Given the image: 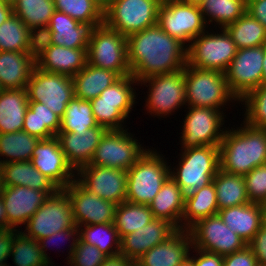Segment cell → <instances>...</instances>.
<instances>
[{
	"label": "cell",
	"mask_w": 266,
	"mask_h": 266,
	"mask_svg": "<svg viewBox=\"0 0 266 266\" xmlns=\"http://www.w3.org/2000/svg\"><path fill=\"white\" fill-rule=\"evenodd\" d=\"M127 53L131 75L138 82L154 75L175 73L187 64V47L158 24L129 35Z\"/></svg>",
	"instance_id": "cell-1"
},
{
	"label": "cell",
	"mask_w": 266,
	"mask_h": 266,
	"mask_svg": "<svg viewBox=\"0 0 266 266\" xmlns=\"http://www.w3.org/2000/svg\"><path fill=\"white\" fill-rule=\"evenodd\" d=\"M226 129L219 145L220 169L245 175L266 164V129L252 127L244 121L241 127Z\"/></svg>",
	"instance_id": "cell-2"
},
{
	"label": "cell",
	"mask_w": 266,
	"mask_h": 266,
	"mask_svg": "<svg viewBox=\"0 0 266 266\" xmlns=\"http://www.w3.org/2000/svg\"><path fill=\"white\" fill-rule=\"evenodd\" d=\"M159 153L148 148L127 170L126 201L148 205L154 200L172 170Z\"/></svg>",
	"instance_id": "cell-3"
},
{
	"label": "cell",
	"mask_w": 266,
	"mask_h": 266,
	"mask_svg": "<svg viewBox=\"0 0 266 266\" xmlns=\"http://www.w3.org/2000/svg\"><path fill=\"white\" fill-rule=\"evenodd\" d=\"M185 100L189 107H206L222 112L229 101L239 102L229 90L225 73L188 64L185 65Z\"/></svg>",
	"instance_id": "cell-4"
},
{
	"label": "cell",
	"mask_w": 266,
	"mask_h": 266,
	"mask_svg": "<svg viewBox=\"0 0 266 266\" xmlns=\"http://www.w3.org/2000/svg\"><path fill=\"white\" fill-rule=\"evenodd\" d=\"M178 166L170 170V177L185 195L212 182L220 169L219 146L181 149ZM176 169V170H175ZM175 170V171H174Z\"/></svg>",
	"instance_id": "cell-5"
},
{
	"label": "cell",
	"mask_w": 266,
	"mask_h": 266,
	"mask_svg": "<svg viewBox=\"0 0 266 266\" xmlns=\"http://www.w3.org/2000/svg\"><path fill=\"white\" fill-rule=\"evenodd\" d=\"M87 63L112 70L120 77L131 75L127 37L105 24L93 27L87 47Z\"/></svg>",
	"instance_id": "cell-6"
},
{
	"label": "cell",
	"mask_w": 266,
	"mask_h": 266,
	"mask_svg": "<svg viewBox=\"0 0 266 266\" xmlns=\"http://www.w3.org/2000/svg\"><path fill=\"white\" fill-rule=\"evenodd\" d=\"M221 32H208L194 38L187 47V64L200 69L217 70L223 73L236 55L237 48L224 28ZM215 33V34H214Z\"/></svg>",
	"instance_id": "cell-7"
},
{
	"label": "cell",
	"mask_w": 266,
	"mask_h": 266,
	"mask_svg": "<svg viewBox=\"0 0 266 266\" xmlns=\"http://www.w3.org/2000/svg\"><path fill=\"white\" fill-rule=\"evenodd\" d=\"M163 0H114L104 12V24L128 37L157 24Z\"/></svg>",
	"instance_id": "cell-8"
},
{
	"label": "cell",
	"mask_w": 266,
	"mask_h": 266,
	"mask_svg": "<svg viewBox=\"0 0 266 266\" xmlns=\"http://www.w3.org/2000/svg\"><path fill=\"white\" fill-rule=\"evenodd\" d=\"M157 24L164 32L178 39L186 47L208 28L201 8L185 4L180 0L162 1Z\"/></svg>",
	"instance_id": "cell-9"
},
{
	"label": "cell",
	"mask_w": 266,
	"mask_h": 266,
	"mask_svg": "<svg viewBox=\"0 0 266 266\" xmlns=\"http://www.w3.org/2000/svg\"><path fill=\"white\" fill-rule=\"evenodd\" d=\"M28 101L46 105L60 119L63 118L68 103L74 97L71 76L43 71L35 66L26 87Z\"/></svg>",
	"instance_id": "cell-10"
},
{
	"label": "cell",
	"mask_w": 266,
	"mask_h": 266,
	"mask_svg": "<svg viewBox=\"0 0 266 266\" xmlns=\"http://www.w3.org/2000/svg\"><path fill=\"white\" fill-rule=\"evenodd\" d=\"M188 109L181 126V148L219 146L226 130L224 112L206 107L188 106Z\"/></svg>",
	"instance_id": "cell-11"
},
{
	"label": "cell",
	"mask_w": 266,
	"mask_h": 266,
	"mask_svg": "<svg viewBox=\"0 0 266 266\" xmlns=\"http://www.w3.org/2000/svg\"><path fill=\"white\" fill-rule=\"evenodd\" d=\"M75 226L71 201L63 189L49 196L25 224L24 234L39 241Z\"/></svg>",
	"instance_id": "cell-12"
},
{
	"label": "cell",
	"mask_w": 266,
	"mask_h": 266,
	"mask_svg": "<svg viewBox=\"0 0 266 266\" xmlns=\"http://www.w3.org/2000/svg\"><path fill=\"white\" fill-rule=\"evenodd\" d=\"M139 84L149 86L144 107L150 115L164 118L186 105L185 67L175 73L151 76L141 80Z\"/></svg>",
	"instance_id": "cell-13"
},
{
	"label": "cell",
	"mask_w": 266,
	"mask_h": 266,
	"mask_svg": "<svg viewBox=\"0 0 266 266\" xmlns=\"http://www.w3.org/2000/svg\"><path fill=\"white\" fill-rule=\"evenodd\" d=\"M127 130L128 128L108 130L96 147L91 162L87 165L111 167L124 171L130 169L147 149L146 147L144 149L142 144Z\"/></svg>",
	"instance_id": "cell-14"
},
{
	"label": "cell",
	"mask_w": 266,
	"mask_h": 266,
	"mask_svg": "<svg viewBox=\"0 0 266 266\" xmlns=\"http://www.w3.org/2000/svg\"><path fill=\"white\" fill-rule=\"evenodd\" d=\"M264 45L237 49L225 72L230 92L240 101L262 85Z\"/></svg>",
	"instance_id": "cell-15"
},
{
	"label": "cell",
	"mask_w": 266,
	"mask_h": 266,
	"mask_svg": "<svg viewBox=\"0 0 266 266\" xmlns=\"http://www.w3.org/2000/svg\"><path fill=\"white\" fill-rule=\"evenodd\" d=\"M188 231L192 247L226 256L244 249L246 242L218 214L198 220Z\"/></svg>",
	"instance_id": "cell-16"
},
{
	"label": "cell",
	"mask_w": 266,
	"mask_h": 266,
	"mask_svg": "<svg viewBox=\"0 0 266 266\" xmlns=\"http://www.w3.org/2000/svg\"><path fill=\"white\" fill-rule=\"evenodd\" d=\"M63 190L71 201L76 226L114 222L117 205L90 192L76 178Z\"/></svg>",
	"instance_id": "cell-17"
},
{
	"label": "cell",
	"mask_w": 266,
	"mask_h": 266,
	"mask_svg": "<svg viewBox=\"0 0 266 266\" xmlns=\"http://www.w3.org/2000/svg\"><path fill=\"white\" fill-rule=\"evenodd\" d=\"M76 179L98 197L119 205L126 201L127 171L85 165L76 171Z\"/></svg>",
	"instance_id": "cell-18"
},
{
	"label": "cell",
	"mask_w": 266,
	"mask_h": 266,
	"mask_svg": "<svg viewBox=\"0 0 266 266\" xmlns=\"http://www.w3.org/2000/svg\"><path fill=\"white\" fill-rule=\"evenodd\" d=\"M31 162L59 189L66 188L76 178V171L67 162L56 136L38 141Z\"/></svg>",
	"instance_id": "cell-19"
},
{
	"label": "cell",
	"mask_w": 266,
	"mask_h": 266,
	"mask_svg": "<svg viewBox=\"0 0 266 266\" xmlns=\"http://www.w3.org/2000/svg\"><path fill=\"white\" fill-rule=\"evenodd\" d=\"M0 195L4 202L9 229L25 225L49 197L45 191L25 186H3Z\"/></svg>",
	"instance_id": "cell-20"
},
{
	"label": "cell",
	"mask_w": 266,
	"mask_h": 266,
	"mask_svg": "<svg viewBox=\"0 0 266 266\" xmlns=\"http://www.w3.org/2000/svg\"><path fill=\"white\" fill-rule=\"evenodd\" d=\"M177 228L165 219L154 218L150 223L123 236L120 253L132 261H137L150 249L165 241Z\"/></svg>",
	"instance_id": "cell-21"
},
{
	"label": "cell",
	"mask_w": 266,
	"mask_h": 266,
	"mask_svg": "<svg viewBox=\"0 0 266 266\" xmlns=\"http://www.w3.org/2000/svg\"><path fill=\"white\" fill-rule=\"evenodd\" d=\"M107 131L97 125L83 132H58L56 137L67 162L77 171L91 162L96 147Z\"/></svg>",
	"instance_id": "cell-22"
},
{
	"label": "cell",
	"mask_w": 266,
	"mask_h": 266,
	"mask_svg": "<svg viewBox=\"0 0 266 266\" xmlns=\"http://www.w3.org/2000/svg\"><path fill=\"white\" fill-rule=\"evenodd\" d=\"M191 247L190 232L177 229L165 241L150 249L135 262L140 266H178L188 258Z\"/></svg>",
	"instance_id": "cell-23"
},
{
	"label": "cell",
	"mask_w": 266,
	"mask_h": 266,
	"mask_svg": "<svg viewBox=\"0 0 266 266\" xmlns=\"http://www.w3.org/2000/svg\"><path fill=\"white\" fill-rule=\"evenodd\" d=\"M218 215L229 229L239 235L248 245L266 222V206L249 202L223 208L218 211Z\"/></svg>",
	"instance_id": "cell-24"
},
{
	"label": "cell",
	"mask_w": 266,
	"mask_h": 266,
	"mask_svg": "<svg viewBox=\"0 0 266 266\" xmlns=\"http://www.w3.org/2000/svg\"><path fill=\"white\" fill-rule=\"evenodd\" d=\"M87 64V48H66L52 44L36 61V67L50 73L75 76Z\"/></svg>",
	"instance_id": "cell-25"
},
{
	"label": "cell",
	"mask_w": 266,
	"mask_h": 266,
	"mask_svg": "<svg viewBox=\"0 0 266 266\" xmlns=\"http://www.w3.org/2000/svg\"><path fill=\"white\" fill-rule=\"evenodd\" d=\"M3 186H25L54 195L59 188L44 176L31 161L9 162L1 165Z\"/></svg>",
	"instance_id": "cell-26"
},
{
	"label": "cell",
	"mask_w": 266,
	"mask_h": 266,
	"mask_svg": "<svg viewBox=\"0 0 266 266\" xmlns=\"http://www.w3.org/2000/svg\"><path fill=\"white\" fill-rule=\"evenodd\" d=\"M48 27L52 31V44L66 48H87L93 28L56 10L50 18Z\"/></svg>",
	"instance_id": "cell-27"
},
{
	"label": "cell",
	"mask_w": 266,
	"mask_h": 266,
	"mask_svg": "<svg viewBox=\"0 0 266 266\" xmlns=\"http://www.w3.org/2000/svg\"><path fill=\"white\" fill-rule=\"evenodd\" d=\"M184 202L185 193L172 177L169 176L148 206L154 218L165 219L177 229H181Z\"/></svg>",
	"instance_id": "cell-28"
},
{
	"label": "cell",
	"mask_w": 266,
	"mask_h": 266,
	"mask_svg": "<svg viewBox=\"0 0 266 266\" xmlns=\"http://www.w3.org/2000/svg\"><path fill=\"white\" fill-rule=\"evenodd\" d=\"M36 62L27 52L0 51V83L3 89L27 87Z\"/></svg>",
	"instance_id": "cell-29"
},
{
	"label": "cell",
	"mask_w": 266,
	"mask_h": 266,
	"mask_svg": "<svg viewBox=\"0 0 266 266\" xmlns=\"http://www.w3.org/2000/svg\"><path fill=\"white\" fill-rule=\"evenodd\" d=\"M28 107L26 88L3 89L0 92V133H14L23 130Z\"/></svg>",
	"instance_id": "cell-30"
},
{
	"label": "cell",
	"mask_w": 266,
	"mask_h": 266,
	"mask_svg": "<svg viewBox=\"0 0 266 266\" xmlns=\"http://www.w3.org/2000/svg\"><path fill=\"white\" fill-rule=\"evenodd\" d=\"M119 78L120 76L112 70L99 68L87 63L82 70L72 77L74 97L91 101Z\"/></svg>",
	"instance_id": "cell-31"
},
{
	"label": "cell",
	"mask_w": 266,
	"mask_h": 266,
	"mask_svg": "<svg viewBox=\"0 0 266 266\" xmlns=\"http://www.w3.org/2000/svg\"><path fill=\"white\" fill-rule=\"evenodd\" d=\"M216 191L213 181L199 190L185 195L181 229L188 230L198 220L218 214Z\"/></svg>",
	"instance_id": "cell-32"
},
{
	"label": "cell",
	"mask_w": 266,
	"mask_h": 266,
	"mask_svg": "<svg viewBox=\"0 0 266 266\" xmlns=\"http://www.w3.org/2000/svg\"><path fill=\"white\" fill-rule=\"evenodd\" d=\"M61 128V119L45 104L29 101L26 111L23 130L39 139H49L58 134Z\"/></svg>",
	"instance_id": "cell-33"
},
{
	"label": "cell",
	"mask_w": 266,
	"mask_h": 266,
	"mask_svg": "<svg viewBox=\"0 0 266 266\" xmlns=\"http://www.w3.org/2000/svg\"><path fill=\"white\" fill-rule=\"evenodd\" d=\"M219 210L249 203L244 175L219 169L213 178Z\"/></svg>",
	"instance_id": "cell-34"
},
{
	"label": "cell",
	"mask_w": 266,
	"mask_h": 266,
	"mask_svg": "<svg viewBox=\"0 0 266 266\" xmlns=\"http://www.w3.org/2000/svg\"><path fill=\"white\" fill-rule=\"evenodd\" d=\"M40 139L24 130L14 133H0L1 164L19 161H31L36 144ZM4 156L6 159H4Z\"/></svg>",
	"instance_id": "cell-35"
},
{
	"label": "cell",
	"mask_w": 266,
	"mask_h": 266,
	"mask_svg": "<svg viewBox=\"0 0 266 266\" xmlns=\"http://www.w3.org/2000/svg\"><path fill=\"white\" fill-rule=\"evenodd\" d=\"M224 29L231 36L237 49L266 44V28L247 12Z\"/></svg>",
	"instance_id": "cell-36"
},
{
	"label": "cell",
	"mask_w": 266,
	"mask_h": 266,
	"mask_svg": "<svg viewBox=\"0 0 266 266\" xmlns=\"http://www.w3.org/2000/svg\"><path fill=\"white\" fill-rule=\"evenodd\" d=\"M77 227L79 239L89 245L96 246L106 256L120 253L121 239L114 223H99Z\"/></svg>",
	"instance_id": "cell-37"
},
{
	"label": "cell",
	"mask_w": 266,
	"mask_h": 266,
	"mask_svg": "<svg viewBox=\"0 0 266 266\" xmlns=\"http://www.w3.org/2000/svg\"><path fill=\"white\" fill-rule=\"evenodd\" d=\"M153 219L152 211L148 205L124 201L117 205L113 223L121 239L126 234L135 232L147 225Z\"/></svg>",
	"instance_id": "cell-38"
},
{
	"label": "cell",
	"mask_w": 266,
	"mask_h": 266,
	"mask_svg": "<svg viewBox=\"0 0 266 266\" xmlns=\"http://www.w3.org/2000/svg\"><path fill=\"white\" fill-rule=\"evenodd\" d=\"M200 8L206 24L216 22L221 29L246 13L247 0H206Z\"/></svg>",
	"instance_id": "cell-39"
},
{
	"label": "cell",
	"mask_w": 266,
	"mask_h": 266,
	"mask_svg": "<svg viewBox=\"0 0 266 266\" xmlns=\"http://www.w3.org/2000/svg\"><path fill=\"white\" fill-rule=\"evenodd\" d=\"M12 7L13 14L18 16L29 29L48 26L55 11L53 0H16Z\"/></svg>",
	"instance_id": "cell-40"
},
{
	"label": "cell",
	"mask_w": 266,
	"mask_h": 266,
	"mask_svg": "<svg viewBox=\"0 0 266 266\" xmlns=\"http://www.w3.org/2000/svg\"><path fill=\"white\" fill-rule=\"evenodd\" d=\"M97 125L90 101L73 97L61 119L59 132H83Z\"/></svg>",
	"instance_id": "cell-41"
},
{
	"label": "cell",
	"mask_w": 266,
	"mask_h": 266,
	"mask_svg": "<svg viewBox=\"0 0 266 266\" xmlns=\"http://www.w3.org/2000/svg\"><path fill=\"white\" fill-rule=\"evenodd\" d=\"M10 255L16 266H52L45 258L38 241L19 231L12 243Z\"/></svg>",
	"instance_id": "cell-42"
},
{
	"label": "cell",
	"mask_w": 266,
	"mask_h": 266,
	"mask_svg": "<svg viewBox=\"0 0 266 266\" xmlns=\"http://www.w3.org/2000/svg\"><path fill=\"white\" fill-rule=\"evenodd\" d=\"M56 11L66 13L81 23L97 27L104 24V13L93 0H53Z\"/></svg>",
	"instance_id": "cell-43"
},
{
	"label": "cell",
	"mask_w": 266,
	"mask_h": 266,
	"mask_svg": "<svg viewBox=\"0 0 266 266\" xmlns=\"http://www.w3.org/2000/svg\"><path fill=\"white\" fill-rule=\"evenodd\" d=\"M29 28L15 14L0 25V51L27 52Z\"/></svg>",
	"instance_id": "cell-44"
},
{
	"label": "cell",
	"mask_w": 266,
	"mask_h": 266,
	"mask_svg": "<svg viewBox=\"0 0 266 266\" xmlns=\"http://www.w3.org/2000/svg\"><path fill=\"white\" fill-rule=\"evenodd\" d=\"M96 123L107 130H123L124 120L135 104H108L90 102ZM123 123V124H122Z\"/></svg>",
	"instance_id": "cell-45"
},
{
	"label": "cell",
	"mask_w": 266,
	"mask_h": 266,
	"mask_svg": "<svg viewBox=\"0 0 266 266\" xmlns=\"http://www.w3.org/2000/svg\"><path fill=\"white\" fill-rule=\"evenodd\" d=\"M139 85V82L132 76L120 77L111 86L101 92L90 102L108 103V104H136V91L133 85Z\"/></svg>",
	"instance_id": "cell-46"
},
{
	"label": "cell",
	"mask_w": 266,
	"mask_h": 266,
	"mask_svg": "<svg viewBox=\"0 0 266 266\" xmlns=\"http://www.w3.org/2000/svg\"><path fill=\"white\" fill-rule=\"evenodd\" d=\"M240 102L246 106L243 121L252 127L266 129V84L247 93Z\"/></svg>",
	"instance_id": "cell-47"
},
{
	"label": "cell",
	"mask_w": 266,
	"mask_h": 266,
	"mask_svg": "<svg viewBox=\"0 0 266 266\" xmlns=\"http://www.w3.org/2000/svg\"><path fill=\"white\" fill-rule=\"evenodd\" d=\"M244 178L249 201L266 206V164L253 168Z\"/></svg>",
	"instance_id": "cell-48"
},
{
	"label": "cell",
	"mask_w": 266,
	"mask_h": 266,
	"mask_svg": "<svg viewBox=\"0 0 266 266\" xmlns=\"http://www.w3.org/2000/svg\"><path fill=\"white\" fill-rule=\"evenodd\" d=\"M105 258L106 255L96 246L89 245L78 239L71 258L66 264L69 266H100Z\"/></svg>",
	"instance_id": "cell-49"
},
{
	"label": "cell",
	"mask_w": 266,
	"mask_h": 266,
	"mask_svg": "<svg viewBox=\"0 0 266 266\" xmlns=\"http://www.w3.org/2000/svg\"><path fill=\"white\" fill-rule=\"evenodd\" d=\"M52 45V31L48 26L32 27L29 30L27 53L36 62Z\"/></svg>",
	"instance_id": "cell-50"
},
{
	"label": "cell",
	"mask_w": 266,
	"mask_h": 266,
	"mask_svg": "<svg viewBox=\"0 0 266 266\" xmlns=\"http://www.w3.org/2000/svg\"><path fill=\"white\" fill-rule=\"evenodd\" d=\"M73 236V237H72ZM78 239H79V234H78V227L75 225L73 228H69V229H65V230H62V231H59V232H56L54 234H52L51 236H48V237H45L43 239H40L38 241L39 245H40V249L41 251L43 252L45 258L52 264L53 266V262L51 261L50 257L47 255L46 251H47V248L50 246V243L52 244V241L54 242L53 245L55 243H59L58 241L62 242L63 241H66V240H71V244H70V247H69V252H68V255L67 256V260L69 261V259L71 258V255L77 245V242H78ZM58 240V241H56ZM48 245V246H47ZM56 245V244H55ZM58 245V244H57ZM69 257V258H68Z\"/></svg>",
	"instance_id": "cell-51"
},
{
	"label": "cell",
	"mask_w": 266,
	"mask_h": 266,
	"mask_svg": "<svg viewBox=\"0 0 266 266\" xmlns=\"http://www.w3.org/2000/svg\"><path fill=\"white\" fill-rule=\"evenodd\" d=\"M223 266H259L252 249L247 245L244 249L224 256Z\"/></svg>",
	"instance_id": "cell-52"
},
{
	"label": "cell",
	"mask_w": 266,
	"mask_h": 266,
	"mask_svg": "<svg viewBox=\"0 0 266 266\" xmlns=\"http://www.w3.org/2000/svg\"><path fill=\"white\" fill-rule=\"evenodd\" d=\"M248 246L252 249L259 266H266V222L256 232Z\"/></svg>",
	"instance_id": "cell-53"
},
{
	"label": "cell",
	"mask_w": 266,
	"mask_h": 266,
	"mask_svg": "<svg viewBox=\"0 0 266 266\" xmlns=\"http://www.w3.org/2000/svg\"><path fill=\"white\" fill-rule=\"evenodd\" d=\"M196 256H191L189 252V258L192 260L194 266H223L224 256L217 253L205 251L202 249L191 247Z\"/></svg>",
	"instance_id": "cell-54"
},
{
	"label": "cell",
	"mask_w": 266,
	"mask_h": 266,
	"mask_svg": "<svg viewBox=\"0 0 266 266\" xmlns=\"http://www.w3.org/2000/svg\"><path fill=\"white\" fill-rule=\"evenodd\" d=\"M20 229H0V263H6L12 250L15 235Z\"/></svg>",
	"instance_id": "cell-55"
},
{
	"label": "cell",
	"mask_w": 266,
	"mask_h": 266,
	"mask_svg": "<svg viewBox=\"0 0 266 266\" xmlns=\"http://www.w3.org/2000/svg\"><path fill=\"white\" fill-rule=\"evenodd\" d=\"M246 12L266 28V0H247Z\"/></svg>",
	"instance_id": "cell-56"
},
{
	"label": "cell",
	"mask_w": 266,
	"mask_h": 266,
	"mask_svg": "<svg viewBox=\"0 0 266 266\" xmlns=\"http://www.w3.org/2000/svg\"><path fill=\"white\" fill-rule=\"evenodd\" d=\"M131 259H128L125 255L118 253L112 256H106L104 262L100 266H133Z\"/></svg>",
	"instance_id": "cell-57"
},
{
	"label": "cell",
	"mask_w": 266,
	"mask_h": 266,
	"mask_svg": "<svg viewBox=\"0 0 266 266\" xmlns=\"http://www.w3.org/2000/svg\"><path fill=\"white\" fill-rule=\"evenodd\" d=\"M13 14V7L0 1V25Z\"/></svg>",
	"instance_id": "cell-58"
},
{
	"label": "cell",
	"mask_w": 266,
	"mask_h": 266,
	"mask_svg": "<svg viewBox=\"0 0 266 266\" xmlns=\"http://www.w3.org/2000/svg\"><path fill=\"white\" fill-rule=\"evenodd\" d=\"M6 228H7V215H6L4 202L0 195V229H6Z\"/></svg>",
	"instance_id": "cell-59"
},
{
	"label": "cell",
	"mask_w": 266,
	"mask_h": 266,
	"mask_svg": "<svg viewBox=\"0 0 266 266\" xmlns=\"http://www.w3.org/2000/svg\"><path fill=\"white\" fill-rule=\"evenodd\" d=\"M93 1L104 13L111 6L114 0H93Z\"/></svg>",
	"instance_id": "cell-60"
},
{
	"label": "cell",
	"mask_w": 266,
	"mask_h": 266,
	"mask_svg": "<svg viewBox=\"0 0 266 266\" xmlns=\"http://www.w3.org/2000/svg\"><path fill=\"white\" fill-rule=\"evenodd\" d=\"M180 1L188 5L201 7L206 0H180Z\"/></svg>",
	"instance_id": "cell-61"
},
{
	"label": "cell",
	"mask_w": 266,
	"mask_h": 266,
	"mask_svg": "<svg viewBox=\"0 0 266 266\" xmlns=\"http://www.w3.org/2000/svg\"><path fill=\"white\" fill-rule=\"evenodd\" d=\"M262 84H266V44L264 45V59H263Z\"/></svg>",
	"instance_id": "cell-62"
},
{
	"label": "cell",
	"mask_w": 266,
	"mask_h": 266,
	"mask_svg": "<svg viewBox=\"0 0 266 266\" xmlns=\"http://www.w3.org/2000/svg\"><path fill=\"white\" fill-rule=\"evenodd\" d=\"M178 266H194L192 260L188 257Z\"/></svg>",
	"instance_id": "cell-63"
},
{
	"label": "cell",
	"mask_w": 266,
	"mask_h": 266,
	"mask_svg": "<svg viewBox=\"0 0 266 266\" xmlns=\"http://www.w3.org/2000/svg\"><path fill=\"white\" fill-rule=\"evenodd\" d=\"M1 2H4L10 6H13L16 0H0Z\"/></svg>",
	"instance_id": "cell-64"
},
{
	"label": "cell",
	"mask_w": 266,
	"mask_h": 266,
	"mask_svg": "<svg viewBox=\"0 0 266 266\" xmlns=\"http://www.w3.org/2000/svg\"><path fill=\"white\" fill-rule=\"evenodd\" d=\"M1 163H0V191L2 190L3 184H2V168H1Z\"/></svg>",
	"instance_id": "cell-65"
},
{
	"label": "cell",
	"mask_w": 266,
	"mask_h": 266,
	"mask_svg": "<svg viewBox=\"0 0 266 266\" xmlns=\"http://www.w3.org/2000/svg\"><path fill=\"white\" fill-rule=\"evenodd\" d=\"M8 263H0V266H9Z\"/></svg>",
	"instance_id": "cell-66"
},
{
	"label": "cell",
	"mask_w": 266,
	"mask_h": 266,
	"mask_svg": "<svg viewBox=\"0 0 266 266\" xmlns=\"http://www.w3.org/2000/svg\"><path fill=\"white\" fill-rule=\"evenodd\" d=\"M133 266H140V265H138L136 262H133Z\"/></svg>",
	"instance_id": "cell-67"
},
{
	"label": "cell",
	"mask_w": 266,
	"mask_h": 266,
	"mask_svg": "<svg viewBox=\"0 0 266 266\" xmlns=\"http://www.w3.org/2000/svg\"><path fill=\"white\" fill-rule=\"evenodd\" d=\"M3 90V87H2V85H1V83H0V92Z\"/></svg>",
	"instance_id": "cell-68"
}]
</instances>
